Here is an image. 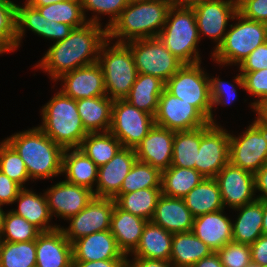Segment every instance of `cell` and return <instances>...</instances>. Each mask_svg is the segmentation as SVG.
Here are the masks:
<instances>
[{
	"label": "cell",
	"instance_id": "obj_1",
	"mask_svg": "<svg viewBox=\"0 0 267 267\" xmlns=\"http://www.w3.org/2000/svg\"><path fill=\"white\" fill-rule=\"evenodd\" d=\"M107 40L106 27L87 22L74 28L62 41L53 43L34 68H41L55 82L65 73L98 62L101 47Z\"/></svg>",
	"mask_w": 267,
	"mask_h": 267
},
{
	"label": "cell",
	"instance_id": "obj_2",
	"mask_svg": "<svg viewBox=\"0 0 267 267\" xmlns=\"http://www.w3.org/2000/svg\"><path fill=\"white\" fill-rule=\"evenodd\" d=\"M24 161L30 179H50L62 174L64 148L38 126L5 139Z\"/></svg>",
	"mask_w": 267,
	"mask_h": 267
},
{
	"label": "cell",
	"instance_id": "obj_3",
	"mask_svg": "<svg viewBox=\"0 0 267 267\" xmlns=\"http://www.w3.org/2000/svg\"><path fill=\"white\" fill-rule=\"evenodd\" d=\"M171 0H149L131 3L107 28L108 40L116 43L156 38L165 25Z\"/></svg>",
	"mask_w": 267,
	"mask_h": 267
},
{
	"label": "cell",
	"instance_id": "obj_4",
	"mask_svg": "<svg viewBox=\"0 0 267 267\" xmlns=\"http://www.w3.org/2000/svg\"><path fill=\"white\" fill-rule=\"evenodd\" d=\"M42 125L38 127L64 149L79 148L87 136L78 113L76 100L58 91L41 110Z\"/></svg>",
	"mask_w": 267,
	"mask_h": 267
},
{
	"label": "cell",
	"instance_id": "obj_5",
	"mask_svg": "<svg viewBox=\"0 0 267 267\" xmlns=\"http://www.w3.org/2000/svg\"><path fill=\"white\" fill-rule=\"evenodd\" d=\"M158 38L183 64L201 62L197 48L200 40L192 6L172 4Z\"/></svg>",
	"mask_w": 267,
	"mask_h": 267
},
{
	"label": "cell",
	"instance_id": "obj_6",
	"mask_svg": "<svg viewBox=\"0 0 267 267\" xmlns=\"http://www.w3.org/2000/svg\"><path fill=\"white\" fill-rule=\"evenodd\" d=\"M222 43L213 50L212 56L219 65H239L258 46L267 41V24L244 18L237 13Z\"/></svg>",
	"mask_w": 267,
	"mask_h": 267
},
{
	"label": "cell",
	"instance_id": "obj_7",
	"mask_svg": "<svg viewBox=\"0 0 267 267\" xmlns=\"http://www.w3.org/2000/svg\"><path fill=\"white\" fill-rule=\"evenodd\" d=\"M107 40L101 47L98 63L105 81L106 95L113 100L125 99L138 76L134 56L125 43Z\"/></svg>",
	"mask_w": 267,
	"mask_h": 267
},
{
	"label": "cell",
	"instance_id": "obj_8",
	"mask_svg": "<svg viewBox=\"0 0 267 267\" xmlns=\"http://www.w3.org/2000/svg\"><path fill=\"white\" fill-rule=\"evenodd\" d=\"M201 63L184 64L165 83V89L194 106L209 123L216 124L210 98V76L202 70L204 68L201 67Z\"/></svg>",
	"mask_w": 267,
	"mask_h": 267
},
{
	"label": "cell",
	"instance_id": "obj_9",
	"mask_svg": "<svg viewBox=\"0 0 267 267\" xmlns=\"http://www.w3.org/2000/svg\"><path fill=\"white\" fill-rule=\"evenodd\" d=\"M134 56L138 73L158 77L165 83L184 65L156 38L125 43Z\"/></svg>",
	"mask_w": 267,
	"mask_h": 267
},
{
	"label": "cell",
	"instance_id": "obj_10",
	"mask_svg": "<svg viewBox=\"0 0 267 267\" xmlns=\"http://www.w3.org/2000/svg\"><path fill=\"white\" fill-rule=\"evenodd\" d=\"M240 134L229 135V162L255 174L267 163V128L254 120Z\"/></svg>",
	"mask_w": 267,
	"mask_h": 267
},
{
	"label": "cell",
	"instance_id": "obj_11",
	"mask_svg": "<svg viewBox=\"0 0 267 267\" xmlns=\"http://www.w3.org/2000/svg\"><path fill=\"white\" fill-rule=\"evenodd\" d=\"M154 116L131 105L125 99L114 100L110 132L122 147L135 148L154 126Z\"/></svg>",
	"mask_w": 267,
	"mask_h": 267
},
{
	"label": "cell",
	"instance_id": "obj_12",
	"mask_svg": "<svg viewBox=\"0 0 267 267\" xmlns=\"http://www.w3.org/2000/svg\"><path fill=\"white\" fill-rule=\"evenodd\" d=\"M230 133L221 125L200 127V145L195 170L205 178H215L229 162Z\"/></svg>",
	"mask_w": 267,
	"mask_h": 267
},
{
	"label": "cell",
	"instance_id": "obj_13",
	"mask_svg": "<svg viewBox=\"0 0 267 267\" xmlns=\"http://www.w3.org/2000/svg\"><path fill=\"white\" fill-rule=\"evenodd\" d=\"M196 17L199 38L208 36L216 43H222L230 19L238 13L237 0H204L192 5ZM202 34V35H201Z\"/></svg>",
	"mask_w": 267,
	"mask_h": 267
},
{
	"label": "cell",
	"instance_id": "obj_14",
	"mask_svg": "<svg viewBox=\"0 0 267 267\" xmlns=\"http://www.w3.org/2000/svg\"><path fill=\"white\" fill-rule=\"evenodd\" d=\"M114 206L113 198L94 197L83 210L68 219V228L60 226V229L71 243L94 232L110 230Z\"/></svg>",
	"mask_w": 267,
	"mask_h": 267
},
{
	"label": "cell",
	"instance_id": "obj_15",
	"mask_svg": "<svg viewBox=\"0 0 267 267\" xmlns=\"http://www.w3.org/2000/svg\"><path fill=\"white\" fill-rule=\"evenodd\" d=\"M154 123L169 130L184 131L203 127L209 121L194 106L164 89L159 97Z\"/></svg>",
	"mask_w": 267,
	"mask_h": 267
},
{
	"label": "cell",
	"instance_id": "obj_16",
	"mask_svg": "<svg viewBox=\"0 0 267 267\" xmlns=\"http://www.w3.org/2000/svg\"><path fill=\"white\" fill-rule=\"evenodd\" d=\"M225 206L235 209L257 200L254 174L228 162L216 175Z\"/></svg>",
	"mask_w": 267,
	"mask_h": 267
},
{
	"label": "cell",
	"instance_id": "obj_17",
	"mask_svg": "<svg viewBox=\"0 0 267 267\" xmlns=\"http://www.w3.org/2000/svg\"><path fill=\"white\" fill-rule=\"evenodd\" d=\"M44 194L51 215L65 220L78 214L94 198L90 189L65 180L54 184Z\"/></svg>",
	"mask_w": 267,
	"mask_h": 267
},
{
	"label": "cell",
	"instance_id": "obj_18",
	"mask_svg": "<svg viewBox=\"0 0 267 267\" xmlns=\"http://www.w3.org/2000/svg\"><path fill=\"white\" fill-rule=\"evenodd\" d=\"M26 28L47 40L55 43L65 39L74 29L65 23H58L43 17L39 10L25 2L23 6L16 5V40L17 48L21 45Z\"/></svg>",
	"mask_w": 267,
	"mask_h": 267
},
{
	"label": "cell",
	"instance_id": "obj_19",
	"mask_svg": "<svg viewBox=\"0 0 267 267\" xmlns=\"http://www.w3.org/2000/svg\"><path fill=\"white\" fill-rule=\"evenodd\" d=\"M58 80L63 82L60 91L74 100L106 96L103 70L98 62L65 73Z\"/></svg>",
	"mask_w": 267,
	"mask_h": 267
},
{
	"label": "cell",
	"instance_id": "obj_20",
	"mask_svg": "<svg viewBox=\"0 0 267 267\" xmlns=\"http://www.w3.org/2000/svg\"><path fill=\"white\" fill-rule=\"evenodd\" d=\"M136 160L134 148L122 147L108 163L99 166L94 197L113 198Z\"/></svg>",
	"mask_w": 267,
	"mask_h": 267
},
{
	"label": "cell",
	"instance_id": "obj_21",
	"mask_svg": "<svg viewBox=\"0 0 267 267\" xmlns=\"http://www.w3.org/2000/svg\"><path fill=\"white\" fill-rule=\"evenodd\" d=\"M175 131L154 124L134 148L137 160L158 168L161 172L171 166Z\"/></svg>",
	"mask_w": 267,
	"mask_h": 267
},
{
	"label": "cell",
	"instance_id": "obj_22",
	"mask_svg": "<svg viewBox=\"0 0 267 267\" xmlns=\"http://www.w3.org/2000/svg\"><path fill=\"white\" fill-rule=\"evenodd\" d=\"M37 267H72L73 247L59 228L36 238Z\"/></svg>",
	"mask_w": 267,
	"mask_h": 267
},
{
	"label": "cell",
	"instance_id": "obj_23",
	"mask_svg": "<svg viewBox=\"0 0 267 267\" xmlns=\"http://www.w3.org/2000/svg\"><path fill=\"white\" fill-rule=\"evenodd\" d=\"M73 261L127 259L110 230L94 232L72 243Z\"/></svg>",
	"mask_w": 267,
	"mask_h": 267
},
{
	"label": "cell",
	"instance_id": "obj_24",
	"mask_svg": "<svg viewBox=\"0 0 267 267\" xmlns=\"http://www.w3.org/2000/svg\"><path fill=\"white\" fill-rule=\"evenodd\" d=\"M150 221L164 230L176 234L190 232L194 216L183 198L168 197L162 194Z\"/></svg>",
	"mask_w": 267,
	"mask_h": 267
},
{
	"label": "cell",
	"instance_id": "obj_25",
	"mask_svg": "<svg viewBox=\"0 0 267 267\" xmlns=\"http://www.w3.org/2000/svg\"><path fill=\"white\" fill-rule=\"evenodd\" d=\"M191 232L214 252L232 242V220L224 209L194 217Z\"/></svg>",
	"mask_w": 267,
	"mask_h": 267
},
{
	"label": "cell",
	"instance_id": "obj_26",
	"mask_svg": "<svg viewBox=\"0 0 267 267\" xmlns=\"http://www.w3.org/2000/svg\"><path fill=\"white\" fill-rule=\"evenodd\" d=\"M147 222L139 216L120 209L115 204L110 231L115 237L118 247L127 257L136 249Z\"/></svg>",
	"mask_w": 267,
	"mask_h": 267
},
{
	"label": "cell",
	"instance_id": "obj_27",
	"mask_svg": "<svg viewBox=\"0 0 267 267\" xmlns=\"http://www.w3.org/2000/svg\"><path fill=\"white\" fill-rule=\"evenodd\" d=\"M15 202H18V207L11 211L26 219L41 232L53 231L60 227V225L50 224L52 215L44 193L36 194L25 187L19 191L14 199Z\"/></svg>",
	"mask_w": 267,
	"mask_h": 267
},
{
	"label": "cell",
	"instance_id": "obj_28",
	"mask_svg": "<svg viewBox=\"0 0 267 267\" xmlns=\"http://www.w3.org/2000/svg\"><path fill=\"white\" fill-rule=\"evenodd\" d=\"M62 174L65 181L94 191L98 166L79 148H67L63 153Z\"/></svg>",
	"mask_w": 267,
	"mask_h": 267
},
{
	"label": "cell",
	"instance_id": "obj_29",
	"mask_svg": "<svg viewBox=\"0 0 267 267\" xmlns=\"http://www.w3.org/2000/svg\"><path fill=\"white\" fill-rule=\"evenodd\" d=\"M113 102L107 95L76 100L79 116L88 133L110 130Z\"/></svg>",
	"mask_w": 267,
	"mask_h": 267
},
{
	"label": "cell",
	"instance_id": "obj_30",
	"mask_svg": "<svg viewBox=\"0 0 267 267\" xmlns=\"http://www.w3.org/2000/svg\"><path fill=\"white\" fill-rule=\"evenodd\" d=\"M239 211L235 221H232V241L251 245L262 233L263 210L262 200L233 209Z\"/></svg>",
	"mask_w": 267,
	"mask_h": 267
},
{
	"label": "cell",
	"instance_id": "obj_31",
	"mask_svg": "<svg viewBox=\"0 0 267 267\" xmlns=\"http://www.w3.org/2000/svg\"><path fill=\"white\" fill-rule=\"evenodd\" d=\"M173 234L151 221L144 227L133 257L170 261Z\"/></svg>",
	"mask_w": 267,
	"mask_h": 267
},
{
	"label": "cell",
	"instance_id": "obj_32",
	"mask_svg": "<svg viewBox=\"0 0 267 267\" xmlns=\"http://www.w3.org/2000/svg\"><path fill=\"white\" fill-rule=\"evenodd\" d=\"M164 89L165 82L158 77L138 73L125 100L137 109L155 116Z\"/></svg>",
	"mask_w": 267,
	"mask_h": 267
},
{
	"label": "cell",
	"instance_id": "obj_33",
	"mask_svg": "<svg viewBox=\"0 0 267 267\" xmlns=\"http://www.w3.org/2000/svg\"><path fill=\"white\" fill-rule=\"evenodd\" d=\"M214 252L191 231L173 234L170 262L174 267H192Z\"/></svg>",
	"mask_w": 267,
	"mask_h": 267
},
{
	"label": "cell",
	"instance_id": "obj_34",
	"mask_svg": "<svg viewBox=\"0 0 267 267\" xmlns=\"http://www.w3.org/2000/svg\"><path fill=\"white\" fill-rule=\"evenodd\" d=\"M183 199L194 217L225 209L215 178H204Z\"/></svg>",
	"mask_w": 267,
	"mask_h": 267
},
{
	"label": "cell",
	"instance_id": "obj_35",
	"mask_svg": "<svg viewBox=\"0 0 267 267\" xmlns=\"http://www.w3.org/2000/svg\"><path fill=\"white\" fill-rule=\"evenodd\" d=\"M161 195V188H146L130 193L116 194L113 199L120 209L150 221Z\"/></svg>",
	"mask_w": 267,
	"mask_h": 267
},
{
	"label": "cell",
	"instance_id": "obj_36",
	"mask_svg": "<svg viewBox=\"0 0 267 267\" xmlns=\"http://www.w3.org/2000/svg\"><path fill=\"white\" fill-rule=\"evenodd\" d=\"M205 177L195 169L170 166L161 172V191L168 197L183 198Z\"/></svg>",
	"mask_w": 267,
	"mask_h": 267
},
{
	"label": "cell",
	"instance_id": "obj_37",
	"mask_svg": "<svg viewBox=\"0 0 267 267\" xmlns=\"http://www.w3.org/2000/svg\"><path fill=\"white\" fill-rule=\"evenodd\" d=\"M122 148L110 132L88 133L79 147L98 167L108 163Z\"/></svg>",
	"mask_w": 267,
	"mask_h": 267
},
{
	"label": "cell",
	"instance_id": "obj_38",
	"mask_svg": "<svg viewBox=\"0 0 267 267\" xmlns=\"http://www.w3.org/2000/svg\"><path fill=\"white\" fill-rule=\"evenodd\" d=\"M200 145V127L175 131L171 166L195 169Z\"/></svg>",
	"mask_w": 267,
	"mask_h": 267
},
{
	"label": "cell",
	"instance_id": "obj_39",
	"mask_svg": "<svg viewBox=\"0 0 267 267\" xmlns=\"http://www.w3.org/2000/svg\"><path fill=\"white\" fill-rule=\"evenodd\" d=\"M146 188H161V171L148 163L136 160L117 194Z\"/></svg>",
	"mask_w": 267,
	"mask_h": 267
},
{
	"label": "cell",
	"instance_id": "obj_40",
	"mask_svg": "<svg viewBox=\"0 0 267 267\" xmlns=\"http://www.w3.org/2000/svg\"><path fill=\"white\" fill-rule=\"evenodd\" d=\"M36 240L4 242L0 251V267H35Z\"/></svg>",
	"mask_w": 267,
	"mask_h": 267
},
{
	"label": "cell",
	"instance_id": "obj_41",
	"mask_svg": "<svg viewBox=\"0 0 267 267\" xmlns=\"http://www.w3.org/2000/svg\"><path fill=\"white\" fill-rule=\"evenodd\" d=\"M35 8L46 19L65 23L73 28L81 27L87 23V19L83 14L81 0L63 1Z\"/></svg>",
	"mask_w": 267,
	"mask_h": 267
},
{
	"label": "cell",
	"instance_id": "obj_42",
	"mask_svg": "<svg viewBox=\"0 0 267 267\" xmlns=\"http://www.w3.org/2000/svg\"><path fill=\"white\" fill-rule=\"evenodd\" d=\"M41 233L37 227L11 210L5 214L1 233L4 242L32 241Z\"/></svg>",
	"mask_w": 267,
	"mask_h": 267
},
{
	"label": "cell",
	"instance_id": "obj_43",
	"mask_svg": "<svg viewBox=\"0 0 267 267\" xmlns=\"http://www.w3.org/2000/svg\"><path fill=\"white\" fill-rule=\"evenodd\" d=\"M16 5L11 0H0V54L15 51L16 40Z\"/></svg>",
	"mask_w": 267,
	"mask_h": 267
},
{
	"label": "cell",
	"instance_id": "obj_44",
	"mask_svg": "<svg viewBox=\"0 0 267 267\" xmlns=\"http://www.w3.org/2000/svg\"><path fill=\"white\" fill-rule=\"evenodd\" d=\"M0 171L22 188H25V182L31 180L24 161L5 139L0 142Z\"/></svg>",
	"mask_w": 267,
	"mask_h": 267
},
{
	"label": "cell",
	"instance_id": "obj_45",
	"mask_svg": "<svg viewBox=\"0 0 267 267\" xmlns=\"http://www.w3.org/2000/svg\"><path fill=\"white\" fill-rule=\"evenodd\" d=\"M81 5L85 19L87 18L85 14L86 11H92L93 13H95L90 19L87 18V22L102 25L99 21L101 14L109 15L111 18L105 25V27L108 28L126 8L128 2L127 0H81Z\"/></svg>",
	"mask_w": 267,
	"mask_h": 267
},
{
	"label": "cell",
	"instance_id": "obj_46",
	"mask_svg": "<svg viewBox=\"0 0 267 267\" xmlns=\"http://www.w3.org/2000/svg\"><path fill=\"white\" fill-rule=\"evenodd\" d=\"M234 83L258 100L251 103V109L267 98V68L254 72H240L234 78Z\"/></svg>",
	"mask_w": 267,
	"mask_h": 267
},
{
	"label": "cell",
	"instance_id": "obj_47",
	"mask_svg": "<svg viewBox=\"0 0 267 267\" xmlns=\"http://www.w3.org/2000/svg\"><path fill=\"white\" fill-rule=\"evenodd\" d=\"M216 253L224 267H253L250 245L228 242Z\"/></svg>",
	"mask_w": 267,
	"mask_h": 267
},
{
	"label": "cell",
	"instance_id": "obj_48",
	"mask_svg": "<svg viewBox=\"0 0 267 267\" xmlns=\"http://www.w3.org/2000/svg\"><path fill=\"white\" fill-rule=\"evenodd\" d=\"M210 98L212 107L221 105H230L237 98L236 86L227 81H222L219 76L209 77Z\"/></svg>",
	"mask_w": 267,
	"mask_h": 267
},
{
	"label": "cell",
	"instance_id": "obj_49",
	"mask_svg": "<svg viewBox=\"0 0 267 267\" xmlns=\"http://www.w3.org/2000/svg\"><path fill=\"white\" fill-rule=\"evenodd\" d=\"M237 4L244 18L267 24V0H237Z\"/></svg>",
	"mask_w": 267,
	"mask_h": 267
},
{
	"label": "cell",
	"instance_id": "obj_50",
	"mask_svg": "<svg viewBox=\"0 0 267 267\" xmlns=\"http://www.w3.org/2000/svg\"><path fill=\"white\" fill-rule=\"evenodd\" d=\"M238 66L239 72H254L267 68V41L253 50Z\"/></svg>",
	"mask_w": 267,
	"mask_h": 267
},
{
	"label": "cell",
	"instance_id": "obj_51",
	"mask_svg": "<svg viewBox=\"0 0 267 267\" xmlns=\"http://www.w3.org/2000/svg\"><path fill=\"white\" fill-rule=\"evenodd\" d=\"M21 189L19 184L0 171V205L14 204V199Z\"/></svg>",
	"mask_w": 267,
	"mask_h": 267
},
{
	"label": "cell",
	"instance_id": "obj_52",
	"mask_svg": "<svg viewBox=\"0 0 267 267\" xmlns=\"http://www.w3.org/2000/svg\"><path fill=\"white\" fill-rule=\"evenodd\" d=\"M251 247L253 266H267V235H261Z\"/></svg>",
	"mask_w": 267,
	"mask_h": 267
},
{
	"label": "cell",
	"instance_id": "obj_53",
	"mask_svg": "<svg viewBox=\"0 0 267 267\" xmlns=\"http://www.w3.org/2000/svg\"><path fill=\"white\" fill-rule=\"evenodd\" d=\"M255 192L261 193L257 200H267V163H265L255 174ZM258 190V191H257Z\"/></svg>",
	"mask_w": 267,
	"mask_h": 267
},
{
	"label": "cell",
	"instance_id": "obj_54",
	"mask_svg": "<svg viewBox=\"0 0 267 267\" xmlns=\"http://www.w3.org/2000/svg\"><path fill=\"white\" fill-rule=\"evenodd\" d=\"M126 267H174L170 261L133 257L126 259Z\"/></svg>",
	"mask_w": 267,
	"mask_h": 267
},
{
	"label": "cell",
	"instance_id": "obj_55",
	"mask_svg": "<svg viewBox=\"0 0 267 267\" xmlns=\"http://www.w3.org/2000/svg\"><path fill=\"white\" fill-rule=\"evenodd\" d=\"M72 267H126V259L73 261Z\"/></svg>",
	"mask_w": 267,
	"mask_h": 267
},
{
	"label": "cell",
	"instance_id": "obj_56",
	"mask_svg": "<svg viewBox=\"0 0 267 267\" xmlns=\"http://www.w3.org/2000/svg\"><path fill=\"white\" fill-rule=\"evenodd\" d=\"M192 267H224L220 261L219 255L212 252L209 256L202 258Z\"/></svg>",
	"mask_w": 267,
	"mask_h": 267
},
{
	"label": "cell",
	"instance_id": "obj_57",
	"mask_svg": "<svg viewBox=\"0 0 267 267\" xmlns=\"http://www.w3.org/2000/svg\"><path fill=\"white\" fill-rule=\"evenodd\" d=\"M256 111V121L262 126L267 128V98L263 99L259 104L254 107Z\"/></svg>",
	"mask_w": 267,
	"mask_h": 267
},
{
	"label": "cell",
	"instance_id": "obj_58",
	"mask_svg": "<svg viewBox=\"0 0 267 267\" xmlns=\"http://www.w3.org/2000/svg\"><path fill=\"white\" fill-rule=\"evenodd\" d=\"M63 1H69V0H26V2L30 4L32 7H42Z\"/></svg>",
	"mask_w": 267,
	"mask_h": 267
},
{
	"label": "cell",
	"instance_id": "obj_59",
	"mask_svg": "<svg viewBox=\"0 0 267 267\" xmlns=\"http://www.w3.org/2000/svg\"><path fill=\"white\" fill-rule=\"evenodd\" d=\"M262 210H263L262 233L263 235H267V200H262Z\"/></svg>",
	"mask_w": 267,
	"mask_h": 267
},
{
	"label": "cell",
	"instance_id": "obj_60",
	"mask_svg": "<svg viewBox=\"0 0 267 267\" xmlns=\"http://www.w3.org/2000/svg\"><path fill=\"white\" fill-rule=\"evenodd\" d=\"M173 4L180 6H192L195 3L204 1V0H171Z\"/></svg>",
	"mask_w": 267,
	"mask_h": 267
},
{
	"label": "cell",
	"instance_id": "obj_61",
	"mask_svg": "<svg viewBox=\"0 0 267 267\" xmlns=\"http://www.w3.org/2000/svg\"><path fill=\"white\" fill-rule=\"evenodd\" d=\"M2 205H0V233H2L3 229V223H4V217H5V211L1 208Z\"/></svg>",
	"mask_w": 267,
	"mask_h": 267
},
{
	"label": "cell",
	"instance_id": "obj_62",
	"mask_svg": "<svg viewBox=\"0 0 267 267\" xmlns=\"http://www.w3.org/2000/svg\"><path fill=\"white\" fill-rule=\"evenodd\" d=\"M145 1H149V0H127L128 4L138 3V2H145Z\"/></svg>",
	"mask_w": 267,
	"mask_h": 267
},
{
	"label": "cell",
	"instance_id": "obj_63",
	"mask_svg": "<svg viewBox=\"0 0 267 267\" xmlns=\"http://www.w3.org/2000/svg\"><path fill=\"white\" fill-rule=\"evenodd\" d=\"M2 243H3V238H2L1 233H0V251H1Z\"/></svg>",
	"mask_w": 267,
	"mask_h": 267
}]
</instances>
